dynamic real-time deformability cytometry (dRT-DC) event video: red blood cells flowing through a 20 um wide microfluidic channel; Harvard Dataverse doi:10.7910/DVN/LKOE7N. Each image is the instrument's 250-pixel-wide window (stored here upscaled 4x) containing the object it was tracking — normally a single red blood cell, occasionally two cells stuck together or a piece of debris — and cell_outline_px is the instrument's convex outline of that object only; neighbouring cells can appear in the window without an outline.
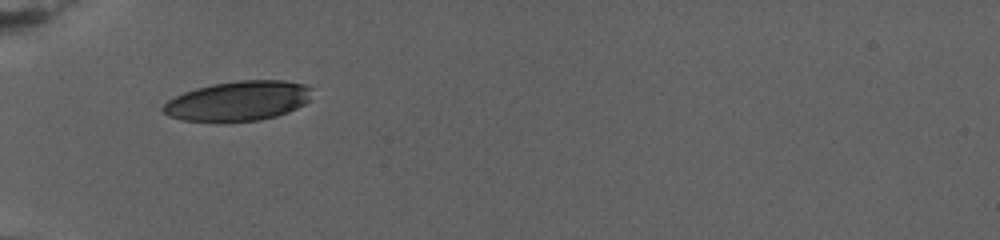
{"species": "human", "species_latin": "Homo sapiens", "temperature_condition": "warm", "stored_images_in_passage": 9, "camera_frame_rate_fps": 3000, "um_per_image_px": 0.085, "donor": {"sex": "female"}, "frame": {"image": 1, "passage_image": 1, "time_ms": 0.0, "image_size_px": [1000, 240], "cell_outline_px": [[312, 88], [308, 100], [304, 104], [288, 112], [276, 116], [260, 120], [184, 120], [168, 116], [160, 108], [168, 100], [184, 92], [196, 88], [212, 84], [236, 80], [284, 80], [308, 84]], "centroid_in_image_um": [20.27, 8.55], "position_along_channel_um": 64.7, "area_um2": 34.16}}